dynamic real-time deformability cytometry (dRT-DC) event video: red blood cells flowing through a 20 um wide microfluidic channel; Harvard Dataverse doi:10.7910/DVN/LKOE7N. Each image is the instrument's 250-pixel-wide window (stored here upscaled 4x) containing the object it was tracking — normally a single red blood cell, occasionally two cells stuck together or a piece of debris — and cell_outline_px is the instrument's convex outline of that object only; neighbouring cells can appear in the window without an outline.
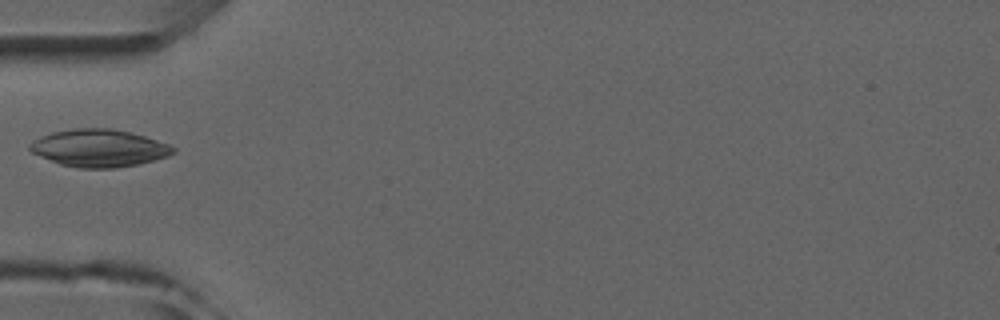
{"species": "common noctule bat (a hibernating species)", "species_latin": "Nyctalus noctula", "temperature_condition": "room temperature", "stored_images_in_passage": 1, "camera_frame_rate_fps": 3000, "um_per_image_px": 0.085, "animal": {"sex": "male", "forearm_length_mm": 52.5}, "frame": {"image": 1, "passage_image": 1, "time_ms": 0.0, "image_size_px": [1000, 320], "cell_outline_px": [[176, 152], [168, 156], [136, 164], [116, 168], [80, 168], [60, 164], [40, 156], [32, 152], [28, 148], [28, 144], [40, 136], [52, 132], [72, 128], [112, 128], [144, 136], [168, 144], [176, 148]], "centroid_in_image_um": [8.39, 12.58], "position_along_channel_um": 76.6, "area_um2": 31.15}}